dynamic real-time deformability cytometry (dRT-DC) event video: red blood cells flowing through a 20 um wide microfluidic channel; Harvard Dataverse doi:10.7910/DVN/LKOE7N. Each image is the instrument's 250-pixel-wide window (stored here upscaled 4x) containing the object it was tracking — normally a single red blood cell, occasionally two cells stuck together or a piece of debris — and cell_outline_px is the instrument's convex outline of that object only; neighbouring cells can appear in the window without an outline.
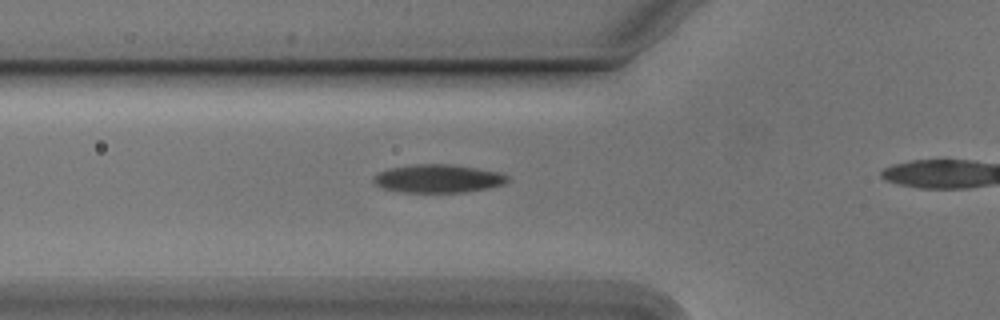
{"species": "Egyptian fruit bat (a non-hibernating species)", "species_latin": "Rousettus aegyptiacus", "temperature_condition": "cold", "stored_images_in_passage": 27, "camera_frame_rate_fps": 3000, "um_per_image_px": 0.085, "animal": {"sex": "male"}, "frame": {"image": 1, "passage_image": 9, "time_ms": 2.667, "image_size_px": [1000, 320], "cell_outline_px": [[508, 180], [504, 184], [488, 188], [464, 192], [400, 192], [380, 188], [372, 180], [380, 172], [392, 168], [416, 164], [452, 164], [476, 168], [496, 172], [508, 176]], "centroid_in_image_um": [37.23, 15.19], "position_along_channel_um": 88.6, "area_um2": 21.79}}
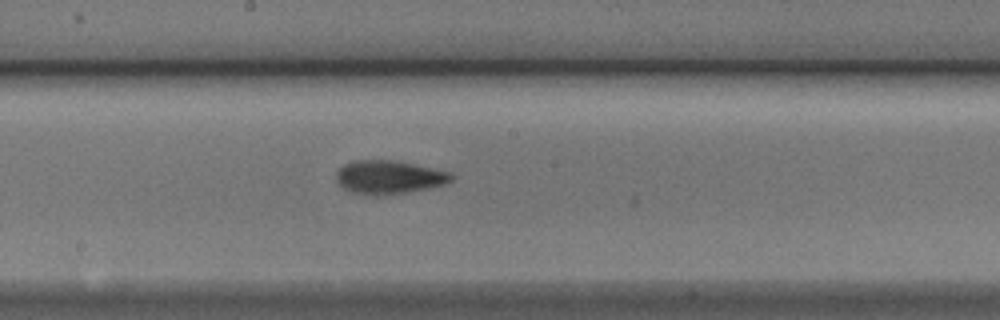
{"frame": {"image": 2, "passage_image": 19, "time_ms": 6.0, "image_size_px": [1000, 320], "cell_outline_px": [[456, 176], [452, 180], [444, 184], [432, 188], [384, 196], [376, 196], [352, 192], [344, 188], [336, 180], [336, 172], [344, 164], [356, 160], [396, 160], [432, 168], [448, 172]], "centroid_in_image_um": [33.07, 15.07], "position_along_channel_um": 215.1, "area_um2": 22.6}}
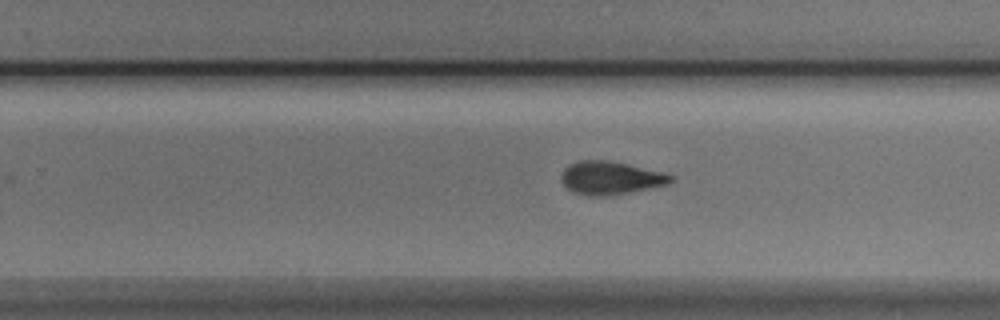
{"frame": {"image": 3, "passage_image": 24, "time_ms": 7.667, "image_size_px": [1000, 320], "cell_outline_px": [[676, 180], [668, 184], [608, 196], [588, 196], [572, 192], [560, 180], [560, 176], [564, 168], [580, 160], [604, 160], [628, 164], [668, 172]], "centroid_in_image_um": [51.92, 15.12], "position_along_channel_um": 277.9, "area_um2": 21.27}}